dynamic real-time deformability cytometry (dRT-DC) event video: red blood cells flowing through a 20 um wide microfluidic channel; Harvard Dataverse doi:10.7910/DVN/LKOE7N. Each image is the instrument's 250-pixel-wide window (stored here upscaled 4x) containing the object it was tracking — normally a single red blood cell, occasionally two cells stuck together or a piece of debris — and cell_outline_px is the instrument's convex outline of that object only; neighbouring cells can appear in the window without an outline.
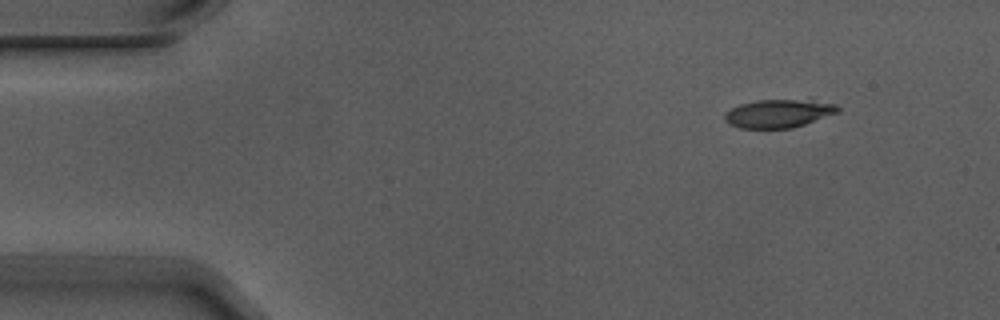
{"species": "Egyptian fruit bat (a non-hibernating species)", "species_latin": "Rousettus aegyptiacus", "temperature_condition": "warm", "stored_images_in_passage": 2, "camera_frame_rate_fps": 3000, "um_per_image_px": 0.085, "animal": {"sex": "male"}, "frame": {"image": 1, "passage_image": 2, "time_ms": 0.333, "image_size_px": [1000, 320], "cell_outline_px": [[840, 112], [792, 128], [740, 128], [728, 124], [724, 120], [724, 112], [740, 104], [756, 100], [796, 100], [836, 104], [840, 108]], "centroid_in_image_um": [66.12, 9.66], "position_along_channel_um": 18.9, "area_um2": 18.44}}